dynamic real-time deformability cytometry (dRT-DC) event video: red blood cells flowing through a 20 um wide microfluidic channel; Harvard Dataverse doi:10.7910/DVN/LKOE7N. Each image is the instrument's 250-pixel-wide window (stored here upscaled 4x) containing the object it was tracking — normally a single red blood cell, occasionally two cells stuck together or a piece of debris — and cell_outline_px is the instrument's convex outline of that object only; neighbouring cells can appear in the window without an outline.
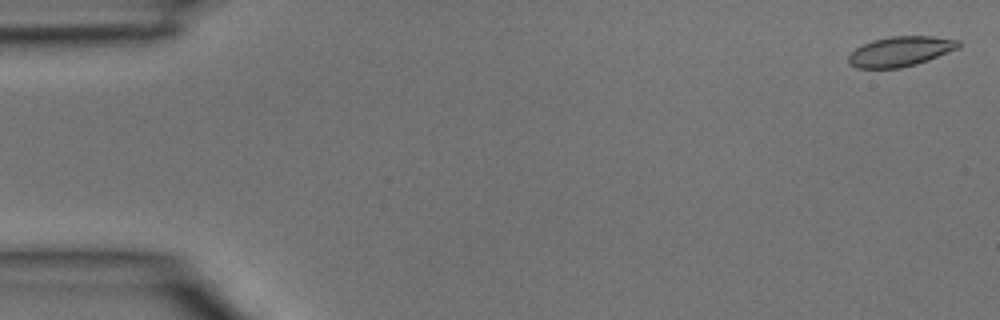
{"species": "common noctule bat (a hibernating species)", "species_latin": "Nyctalus noctula", "temperature_condition": "room temperature", "stored_images_in_passage": 5, "camera_frame_rate_fps": 3000, "um_per_image_px": 0.085, "animal": {"sex": "male", "body_mass_g": 15.6}, "frame": {"image": 1, "passage_image": 1, "time_ms": 0.0, "image_size_px": [1000, 320], "cell_outline_px": [[960, 48], [928, 60], [916, 64], [900, 68], [856, 68], [848, 64], [848, 56], [856, 48], [872, 40], [892, 36], [932, 36], [960, 40]], "centroid_in_image_um": [76.54, 4.37], "position_along_channel_um": 8.5, "area_um2": 19.25}}